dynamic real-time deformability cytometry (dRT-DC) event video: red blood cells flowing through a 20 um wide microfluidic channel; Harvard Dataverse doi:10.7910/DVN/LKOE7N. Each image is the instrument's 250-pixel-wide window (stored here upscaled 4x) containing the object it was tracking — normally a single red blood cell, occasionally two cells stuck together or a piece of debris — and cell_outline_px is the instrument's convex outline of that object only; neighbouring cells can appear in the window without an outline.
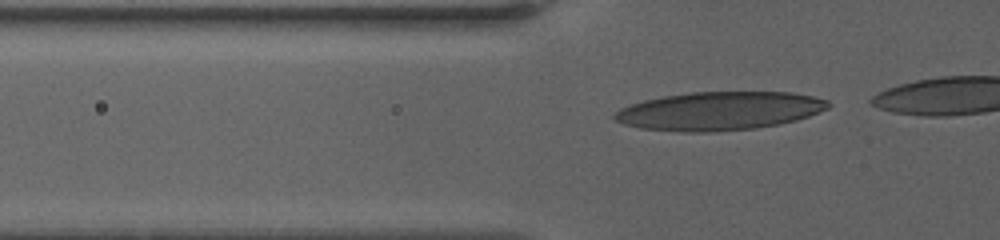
{"species": "human", "species_latin": "Homo sapiens", "temperature_condition": "warm", "stored_images_in_passage": 11, "camera_frame_rate_fps": 3000, "um_per_image_px": 0.085, "donor": {"sex": "female"}, "frame": {"image": 1, "passage_image": 2, "time_ms": 0.333, "image_size_px": [1000, 240], "cell_outline_px": [[832, 104], [828, 108], [808, 116], [796, 120], [780, 124], [756, 128], [716, 132], [684, 132], [640, 128], [624, 124], [612, 120], [612, 116], [620, 108], [644, 100], [664, 96], [692, 92], [792, 92], [812, 96], [828, 100]], "centroid_in_image_um": [61.14, 9.44], "position_along_channel_um": 64.7, "area_um2": 47.97}}
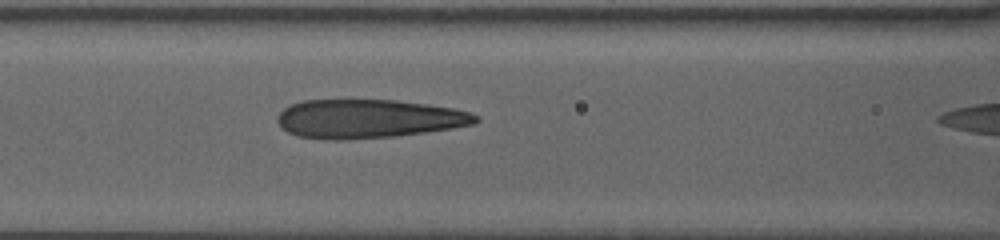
{"frame": {"image": 2, "passage_image": 7, "time_ms": 2.667, "image_size_px": [1000, 240], "cell_outline_px": [[480, 120], [472, 124], [452, 128], [424, 132], [392, 136], [344, 140], [328, 140], [296, 136], [288, 132], [276, 120], [276, 116], [284, 108], [292, 104], [304, 100], [396, 100], [428, 104], [452, 108], [468, 112], [480, 116]], "centroid_in_image_um": [31.29, 10.09], "position_along_channel_um": 135.3, "area_um2": 44.68}}
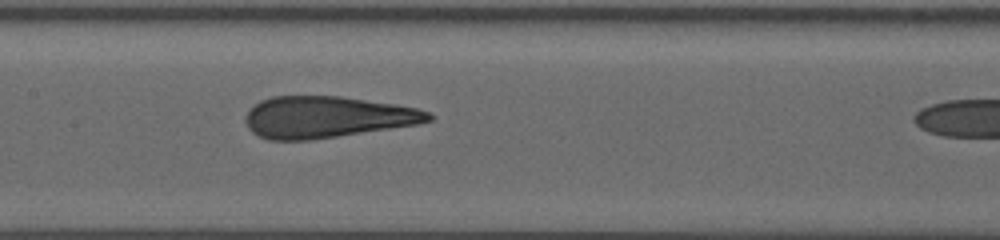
{"frame": {"image": 3, "passage_image": 10, "time_ms": 4.0, "image_size_px": [1000, 240], "cell_outline_px": [[432, 120], [416, 124], [312, 140], [268, 140], [252, 132], [248, 128], [244, 120], [244, 116], [260, 100], [272, 96], [340, 96], [392, 104], [416, 108], [428, 112], [432, 116]], "centroid_in_image_um": [27.72, 9.95], "position_along_channel_um": 179.7, "area_um2": 43.93}}